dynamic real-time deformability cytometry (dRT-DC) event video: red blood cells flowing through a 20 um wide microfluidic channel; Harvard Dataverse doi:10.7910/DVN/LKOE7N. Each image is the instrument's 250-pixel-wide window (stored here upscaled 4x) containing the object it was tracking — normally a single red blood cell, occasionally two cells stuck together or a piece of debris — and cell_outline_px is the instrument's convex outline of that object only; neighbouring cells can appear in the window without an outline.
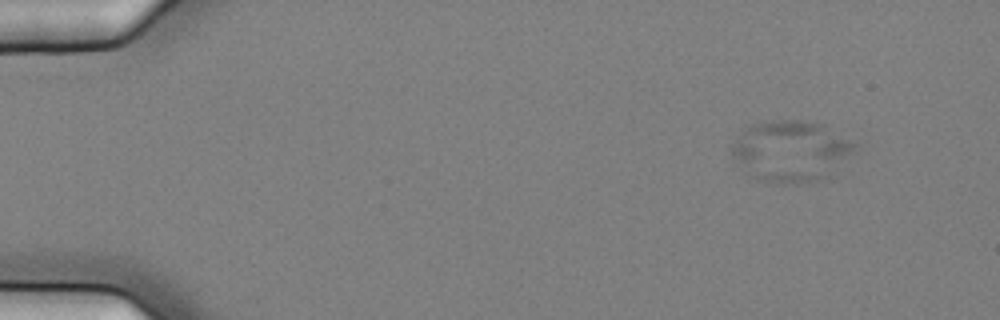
{"species": "common noctule bat (a hibernating species)", "species_latin": "Nyctalus noctula", "temperature_condition": "cold", "stored_images_in_passage": 6, "camera_frame_rate_fps": 3000, "um_per_image_px": 0.085, "animal": {"sex": "female", "body_mass_g": 25.1}, "frame": {"image": 1, "passage_image": 2, "time_ms": 0.333, "image_size_px": [1000, 320], "cell_outline_px": [[860, 148], [836, 176], [828, 180], [784, 184], [776, 184], [756, 180], [732, 156], [732, 144], [748, 124], [768, 120], [800, 120], [824, 124], [860, 144]], "centroid_in_image_um": [67.37, 12.86], "position_along_channel_um": 17.6, "area_um2": 45.43}}